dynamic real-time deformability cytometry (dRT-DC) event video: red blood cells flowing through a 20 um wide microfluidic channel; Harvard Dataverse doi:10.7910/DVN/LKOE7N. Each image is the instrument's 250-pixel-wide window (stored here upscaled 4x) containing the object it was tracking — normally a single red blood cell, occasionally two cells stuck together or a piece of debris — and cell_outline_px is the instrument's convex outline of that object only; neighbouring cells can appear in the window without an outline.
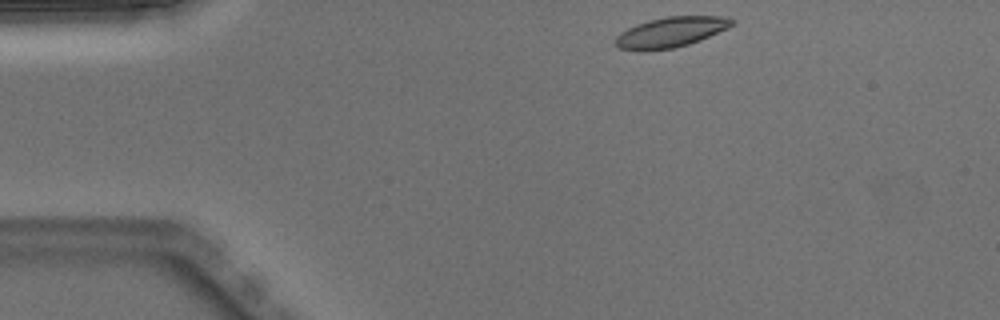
{"species": "Egyptian fruit bat (a non-hibernating species)", "species_latin": "Rousettus aegyptiacus", "temperature_condition": "warm", "stored_images_in_passage": 3, "camera_frame_rate_fps": 3000, "um_per_image_px": 0.085, "animal": {"sex": "male"}, "frame": {"image": 1, "passage_image": 1, "time_ms": 0.0, "image_size_px": [1000, 320], "cell_outline_px": [[736, 24], [728, 28], [700, 40], [688, 44], [672, 48], [620, 48], [616, 44], [616, 36], [620, 32], [636, 24], [648, 20], [668, 16], [728, 16], [736, 20]], "centroid_in_image_um": [57.13, 2.67], "position_along_channel_um": 27.9, "area_um2": 20.0}}
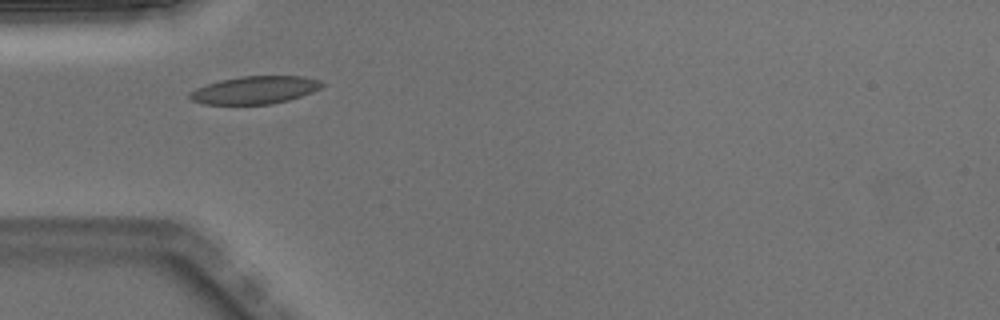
{"frame": {"image": 2, "passage_image": 3, "time_ms": 0.667, "image_size_px": [1000, 320], "cell_outline_px": [[324, 84], [320, 88], [312, 92], [288, 100], [268, 104], [204, 104], [192, 100], [188, 96], [188, 92], [196, 88], [220, 80], [240, 76], [304, 76], [320, 80]], "centroid_in_image_um": [21.65, 7.64], "position_along_channel_um": 63.4, "area_um2": 21.27}}